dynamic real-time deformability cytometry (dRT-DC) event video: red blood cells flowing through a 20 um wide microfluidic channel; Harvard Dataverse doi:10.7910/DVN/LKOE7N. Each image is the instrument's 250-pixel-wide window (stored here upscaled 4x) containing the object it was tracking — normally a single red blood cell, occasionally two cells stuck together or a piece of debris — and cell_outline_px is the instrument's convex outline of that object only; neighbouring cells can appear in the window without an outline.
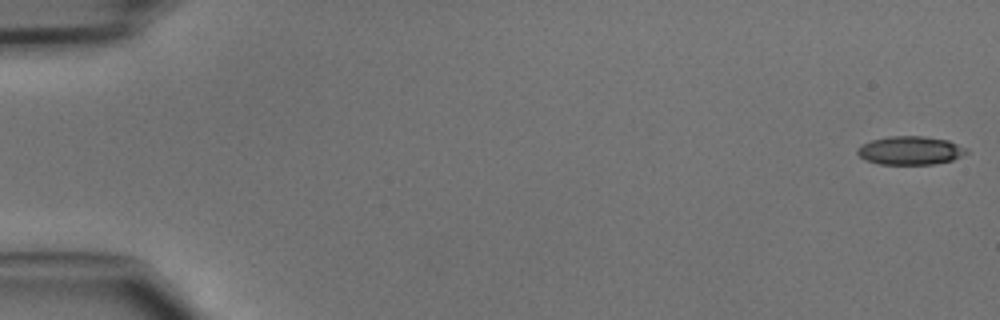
{"species": "common noctule bat (a hibernating species)", "species_latin": "Nyctalus noctula", "temperature_condition": "cold", "stored_images_in_passage": 46, "camera_frame_rate_fps": 3000, "um_per_image_px": 0.085, "animal": {"sex": "male", "body_mass_g": 15.6}, "frame": {"image": 1, "passage_image": 1, "time_ms": 0.0, "image_size_px": [1000, 320], "cell_outline_px": [[968, 152], [952, 160], [932, 164], [880, 164], [864, 160], [856, 152], [856, 148], [872, 140], [888, 136], [924, 136], [948, 140], [964, 148]], "centroid_in_image_um": [77.33, 12.79], "position_along_channel_um": 7.7, "area_um2": 17.92}}
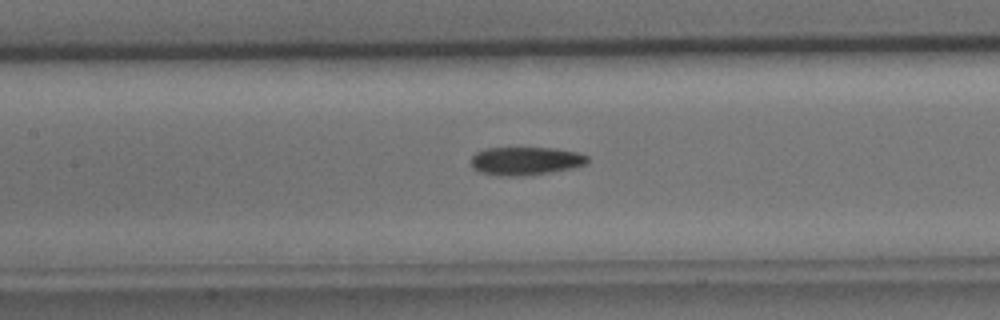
{"frame": {"image": 2, "passage_image": 22, "time_ms": 7.0, "image_size_px": [1000, 320], "cell_outline_px": [[588, 164], [572, 168], [552, 172], [524, 176], [496, 176], [480, 172], [472, 168], [472, 156], [476, 152], [484, 148], [556, 148], [576, 152], [588, 156]], "centroid_in_image_um": [44.67, 13.69], "position_along_channel_um": 162.7, "area_um2": 19.36}}
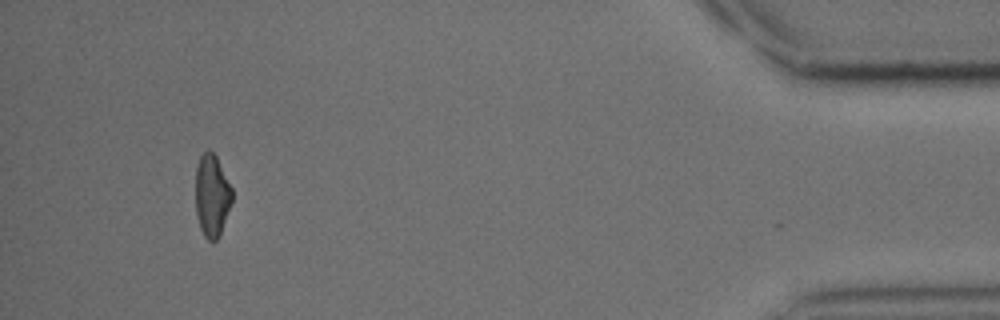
{"frame": {"image": 3, "passage_image": 44, "time_ms": 14.333, "image_size_px": [1000, 320], "cell_outline_px": [[232, 200], [220, 236], [212, 244], [204, 236], [200, 228], [196, 216], [196, 168], [200, 156], [208, 148], [216, 156], [232, 188]], "centroid_in_image_um": [18.01, 16.66], "position_along_channel_um": 417.2, "area_um2": 17.63}}